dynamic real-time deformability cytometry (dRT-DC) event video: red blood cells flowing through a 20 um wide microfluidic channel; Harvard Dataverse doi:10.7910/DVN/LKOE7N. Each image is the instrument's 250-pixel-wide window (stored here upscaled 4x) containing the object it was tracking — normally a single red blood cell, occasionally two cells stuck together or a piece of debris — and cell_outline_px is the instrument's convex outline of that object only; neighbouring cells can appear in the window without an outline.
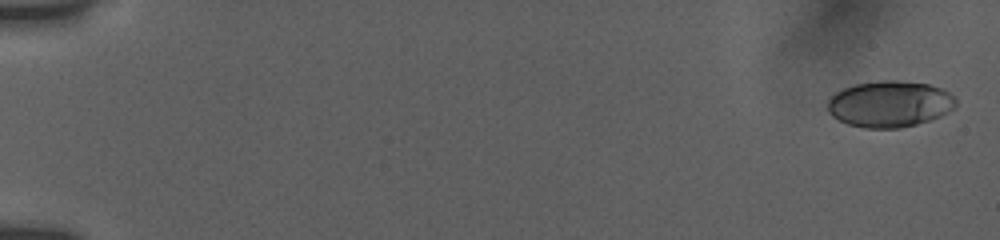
{"species": "human", "species_latin": "Homo sapiens", "temperature_condition": "room temperature", "stored_images_in_passage": 55, "camera_frame_rate_fps": 3000, "um_per_image_px": 0.085, "donor": {"sex": "female"}, "frame": {"image": 1, "passage_image": 2, "time_ms": 0.333, "image_size_px": [1000, 240], "cell_outline_px": [[956, 104], [948, 112], [940, 116], [916, 124], [900, 128], [864, 128], [848, 124], [832, 116], [828, 112], [828, 100], [836, 92], [844, 88], [856, 84], [884, 80], [896, 80], [928, 84], [940, 88], [948, 92], [956, 100]], "centroid_in_image_um": [75.61, 8.84], "position_along_channel_um": 9.4, "area_um2": 34.33}}
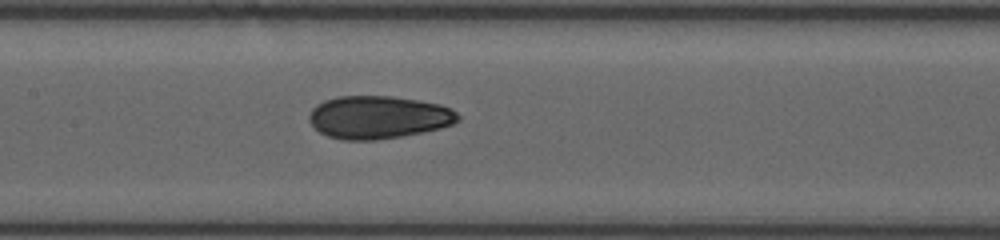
{"frame": {"image": 2, "passage_image": 29, "time_ms": 9.333, "image_size_px": [1000, 240], "cell_outline_px": [[460, 120], [452, 124], [440, 128], [424, 132], [376, 140], [344, 140], [328, 136], [320, 132], [308, 120], [308, 116], [312, 108], [316, 104], [324, 100], [336, 96], [392, 96], [440, 104], [452, 108], [460, 116]], "centroid_in_image_um": [32.16, 9.96], "position_along_channel_um": 175.2, "area_um2": 37.28}}
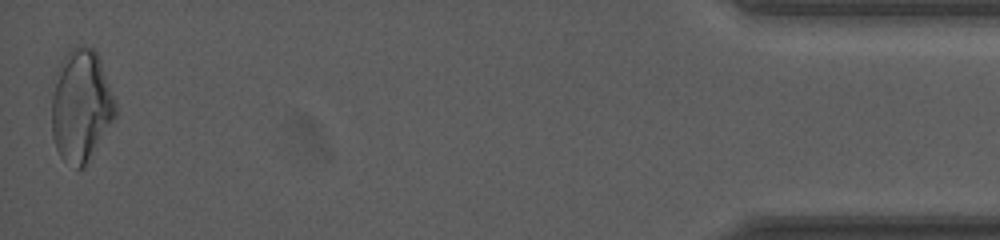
{"frame": {"image": 3, "passage_image": 55, "time_ms": 18.0, "image_size_px": [1000, 240], "cell_outline_px": [[116, 116], [84, 168], [76, 168], [64, 160], [60, 156], [56, 148], [52, 136], [52, 96], [60, 64], [64, 56], [72, 48], [80, 44], [92, 48], [100, 56], [116, 104]], "centroid_in_image_um": [6.9, 8.99], "position_along_channel_um": 428.3, "area_um2": 41.56}, "authors_computed_cell_mechanics": {"area_um2": 36.125, "velocity_mm_per_s": 3.8472, "shape_relaxation_time_tau1_ms": 6.0252, "shape_relaxation_time_tau2_ms": 1.9529, "deformation_change_tau1": 0.1463, "deformation_change_tau2": 0.0736}}